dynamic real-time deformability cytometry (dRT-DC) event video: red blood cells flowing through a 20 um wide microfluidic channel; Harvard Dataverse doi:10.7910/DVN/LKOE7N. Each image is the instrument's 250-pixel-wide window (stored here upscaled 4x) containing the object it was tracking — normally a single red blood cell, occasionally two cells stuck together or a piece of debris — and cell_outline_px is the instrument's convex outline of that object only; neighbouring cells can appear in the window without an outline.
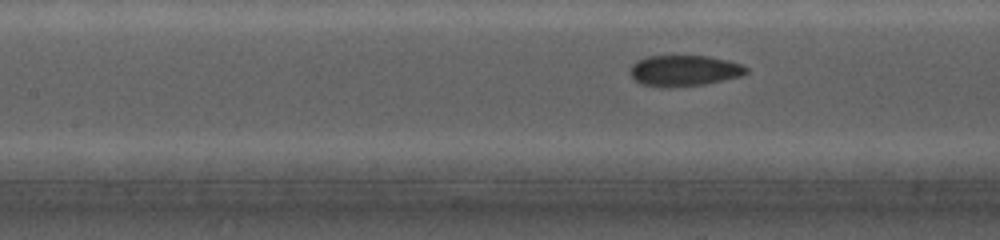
{"species": "common noctule bat (a hibernating species)", "species_latin": "Nyctalus noctula", "temperature_condition": "cold", "stored_images_in_passage": 79, "camera_frame_rate_fps": 5000, "um_per_image_px": 0.085, "animal": {"sex": "female", "body_mass_g": 19.0, "forearm_length_mm": 56.7}, "frame": {"image": 1, "passage_image": 51, "time_ms": 8.6, "image_size_px": [1000, 240], "cell_outline_px": [[748, 72], [740, 76], [724, 80], [704, 84], [672, 88], [660, 88], [640, 84], [632, 76], [632, 64], [636, 60], [648, 56], [708, 56], [728, 60], [740, 64], [748, 68]], "centroid_in_image_um": [58.15, 6.02], "position_along_channel_um": 149.3, "area_um2": 21.04}}
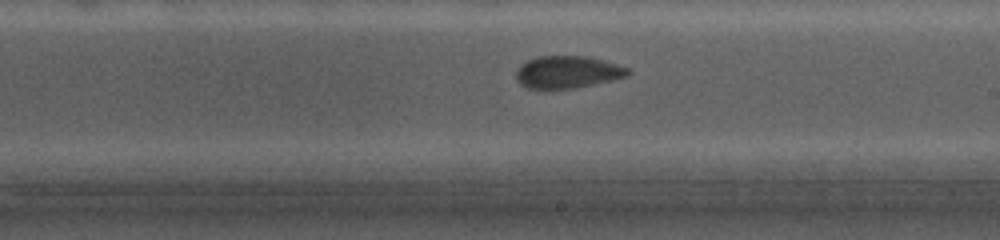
{"frame": {"image": 2, "passage_image": 66, "time_ms": 11.0, "image_size_px": [1000, 240], "cell_outline_px": [[632, 72], [628, 76], [612, 80], [576, 88], [528, 88], [520, 84], [516, 80], [516, 68], [520, 64], [536, 56], [584, 56], [604, 60], [628, 68]], "centroid_in_image_um": [48.23, 6.12], "position_along_channel_um": 240.8, "area_um2": 21.1}}
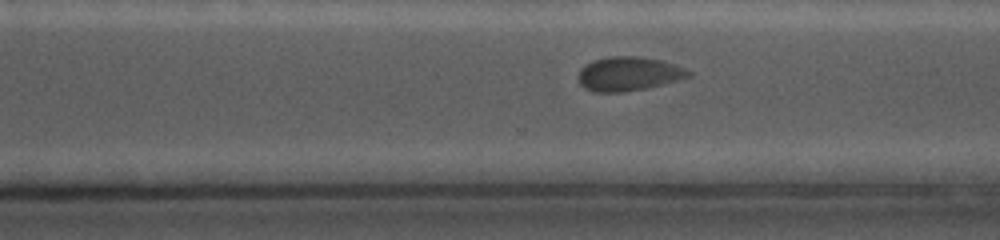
{"frame": {"image": 3, "passage_image": 77, "time_ms": 13.0, "image_size_px": [1000, 240], "cell_outline_px": [[692, 72], [688, 76], [680, 80], [644, 88], [624, 92], [592, 92], [584, 88], [580, 84], [580, 68], [592, 60], [608, 56], [636, 56], [664, 60], [676, 64]], "centroid_in_image_um": [53.43, 6.26], "position_along_channel_um": 317.2, "area_um2": 21.91}}